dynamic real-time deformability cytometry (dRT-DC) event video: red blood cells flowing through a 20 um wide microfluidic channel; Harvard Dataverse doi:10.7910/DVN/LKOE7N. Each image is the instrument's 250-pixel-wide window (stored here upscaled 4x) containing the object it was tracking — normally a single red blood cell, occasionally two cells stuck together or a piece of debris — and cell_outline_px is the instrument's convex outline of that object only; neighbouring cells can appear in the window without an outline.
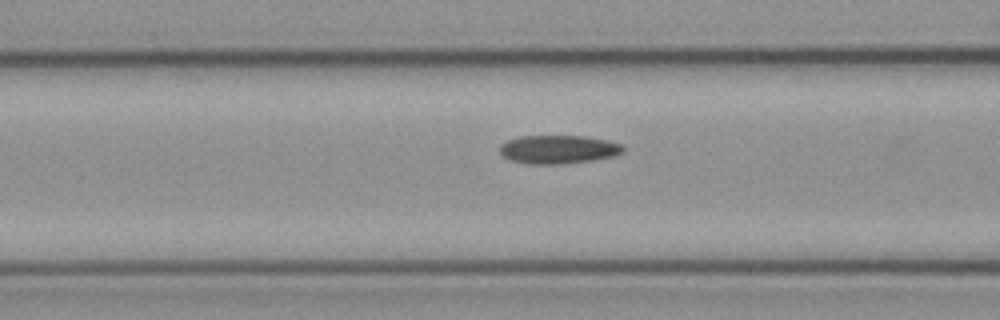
{"species": "common noctule bat (a hibernating species)", "species_latin": "Nyctalus noctula", "temperature_condition": "cold", "stored_images_in_passage": 20, "camera_frame_rate_fps": 3000, "um_per_image_px": 0.085, "animal": {"sex": "female", "body_mass_g": 21.9}, "frame": {"image": 1, "passage_image": 18, "time_ms": 5.667, "image_size_px": [1000, 320], "cell_outline_px": [[624, 152], [616, 156], [592, 160], [564, 164], [532, 164], [508, 160], [500, 152], [500, 144], [508, 140], [520, 136], [588, 136], [608, 140], [620, 144], [624, 148]], "centroid_in_image_um": [47.48, 12.7], "position_along_channel_um": 119.1, "area_um2": 20.63}}